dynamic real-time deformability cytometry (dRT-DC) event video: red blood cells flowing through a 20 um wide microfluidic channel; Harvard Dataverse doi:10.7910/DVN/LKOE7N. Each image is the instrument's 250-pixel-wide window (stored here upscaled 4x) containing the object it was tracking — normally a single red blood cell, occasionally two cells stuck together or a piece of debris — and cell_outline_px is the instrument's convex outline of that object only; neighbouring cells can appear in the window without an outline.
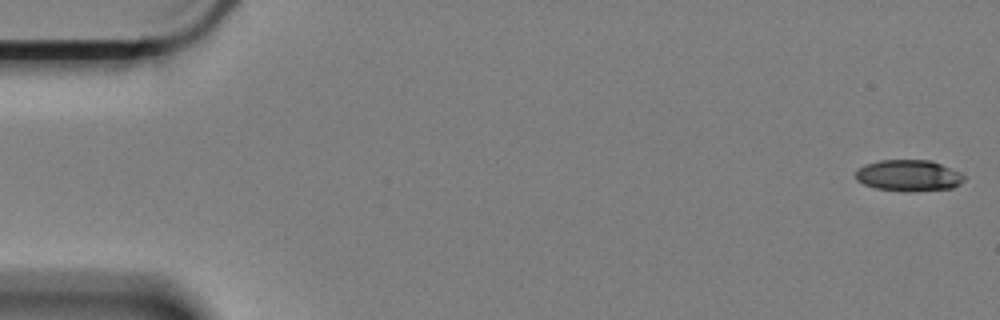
{"species": "Egyptian fruit bat (a non-hibernating species)", "species_latin": "Rousettus aegyptiacus", "temperature_condition": "cold", "stored_images_in_passage": 59, "camera_frame_rate_fps": 3000, "um_per_image_px": 0.085, "animal": {"sex": "female"}, "frame": {"image": 1, "passage_image": 1, "time_ms": 0.0, "image_size_px": [1000, 320], "cell_outline_px": [[964, 180], [960, 184], [952, 188], [876, 188], [864, 184], [856, 180], [856, 168], [864, 164], [880, 160], [928, 160], [940, 164], [960, 172], [964, 176]], "centroid_in_image_um": [77.18, 14.85], "position_along_channel_um": 7.8, "area_um2": 18.73}}
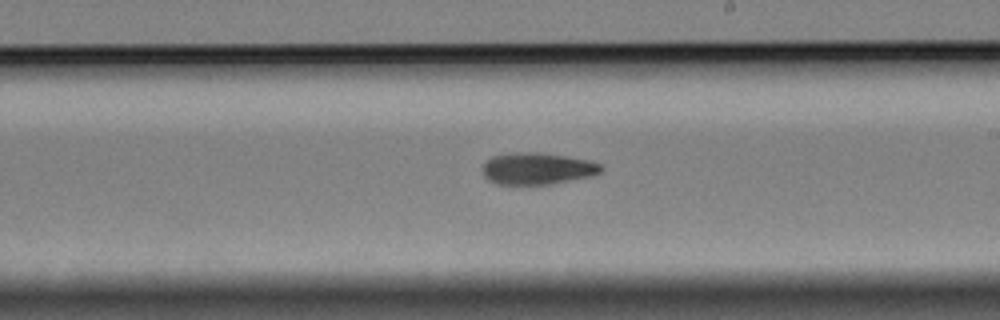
{"frame": {"image": 2, "passage_image": 34, "time_ms": 11.0, "image_size_px": [1000, 320], "cell_outline_px": [[604, 168], [600, 172], [592, 176], [552, 184], [496, 184], [488, 180], [484, 176], [484, 164], [492, 156], [524, 152], [536, 152], [564, 156], [588, 160], [600, 164]], "centroid_in_image_um": [45.7, 14.34], "position_along_channel_um": 243.3, "area_um2": 21.68}}
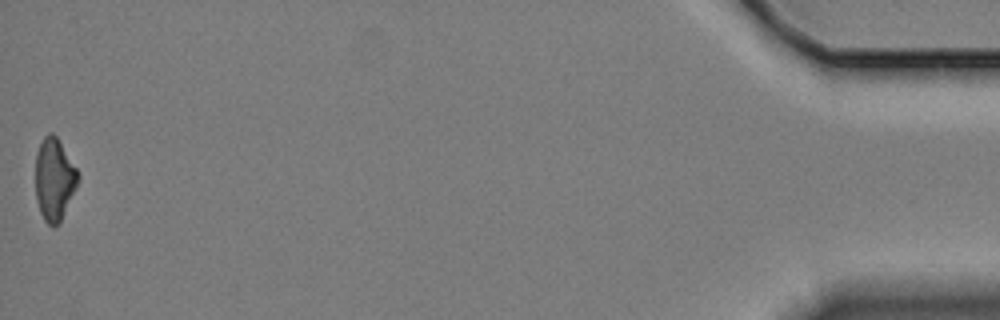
{"frame": {"image": 3, "passage_image": 59, "time_ms": 19.333, "image_size_px": [1000, 320], "cell_outline_px": [[80, 180], [60, 224], [52, 228], [44, 220], [40, 212], [36, 200], [36, 152], [44, 136], [48, 132], [52, 132], [56, 136], [76, 168], [80, 176]], "centroid_in_image_um": [4.62, 15.28], "position_along_channel_um": 430.6, "area_um2": 20.58}, "authors_computed_cell_mechanics": {"area_um2": 21.386, "velocity_mm_per_s": 3.3725, "shape_relaxation_time_tau1_ms": 9.0541, "shape_relaxation_time_tau2_ms": null, "deformation_change_tau1": 0.1813, "deformation_change_tau2": null}}